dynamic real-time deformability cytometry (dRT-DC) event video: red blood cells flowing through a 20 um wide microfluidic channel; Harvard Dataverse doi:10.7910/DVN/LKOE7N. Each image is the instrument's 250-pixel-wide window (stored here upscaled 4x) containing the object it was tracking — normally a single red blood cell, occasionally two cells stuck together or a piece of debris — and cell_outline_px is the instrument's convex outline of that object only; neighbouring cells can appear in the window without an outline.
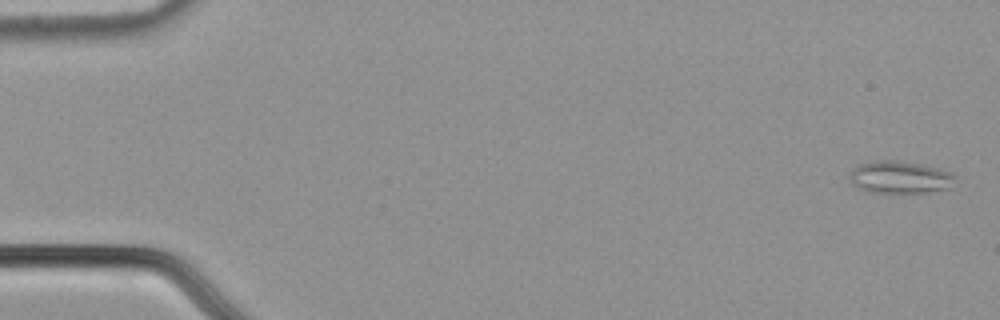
{"species": "common noctule bat (a hibernating species)", "species_latin": "Nyctalus noctula", "temperature_condition": "cold", "stored_images_in_passage": 58, "camera_frame_rate_fps": 3000, "um_per_image_px": 0.085, "animal": {"sex": "male", "body_mass_g": 21.5, "forearm_length_mm": 52.0}, "frame": {"image": 1, "passage_image": 2, "time_ms": 0.333, "image_size_px": [1000, 320], "cell_outline_px": [[956, 176], [948, 188], [928, 192], [868, 192], [856, 188], [852, 184], [848, 176], [852, 168], [860, 164], [876, 160], [896, 160], [920, 164], [940, 168]], "centroid_in_image_um": [76.42, 15.06], "position_along_channel_um": 8.6, "area_um2": 19.88}}
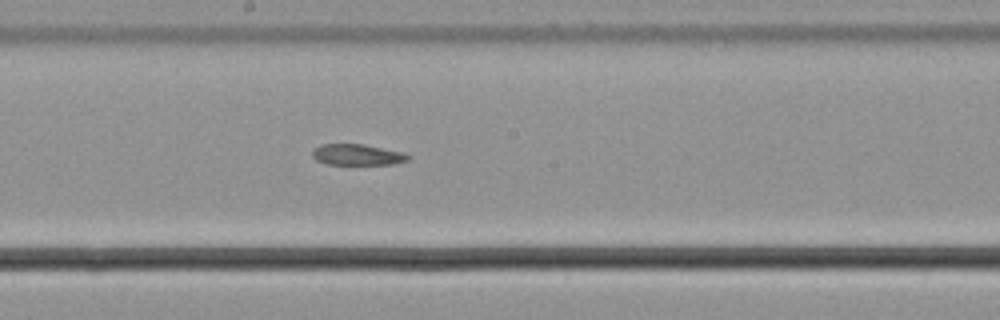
{"frame": {"image": 2, "passage_image": 32, "time_ms": 10.333, "image_size_px": [1000, 320], "cell_outline_px": [[412, 156], [408, 160], [392, 164], [328, 164], [316, 160], [312, 156], [312, 148], [320, 144], [364, 144], [404, 152]], "centroid_in_image_um": [30.36, 13.14], "position_along_channel_um": 217.8, "area_um2": 11.85}}
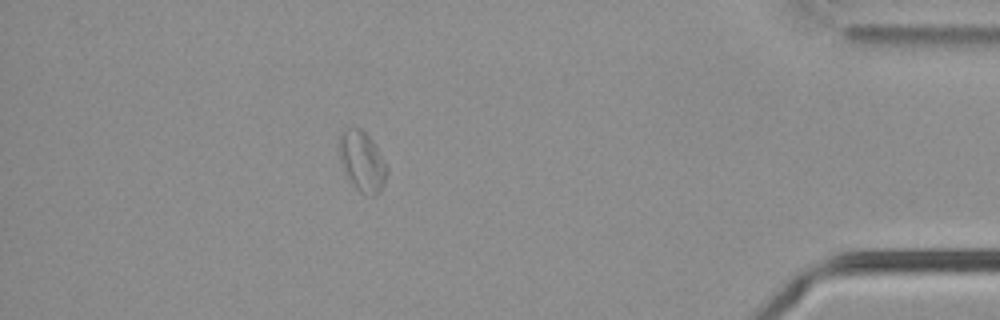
{"frame": {"image": 3, "passage_image": 51, "time_ms": 16.667, "image_size_px": [1000, 320], "cell_outline_px": [[388, 172], [384, 184], [380, 192], [376, 196], [372, 196], [360, 192], [356, 188], [348, 176], [340, 160], [340, 136], [348, 128], [360, 128], [368, 136], [376, 148], [388, 168]], "centroid_in_image_um": [30.82, 13.76], "position_along_channel_um": 404.4, "area_um2": 16.13}}